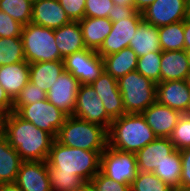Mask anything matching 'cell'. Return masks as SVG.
Masks as SVG:
<instances>
[{
    "instance_id": "obj_17",
    "label": "cell",
    "mask_w": 190,
    "mask_h": 191,
    "mask_svg": "<svg viewBox=\"0 0 190 191\" xmlns=\"http://www.w3.org/2000/svg\"><path fill=\"white\" fill-rule=\"evenodd\" d=\"M190 87L187 80L163 81L157 84L156 101L159 104L187 114Z\"/></svg>"
},
{
    "instance_id": "obj_19",
    "label": "cell",
    "mask_w": 190,
    "mask_h": 191,
    "mask_svg": "<svg viewBox=\"0 0 190 191\" xmlns=\"http://www.w3.org/2000/svg\"><path fill=\"white\" fill-rule=\"evenodd\" d=\"M68 15L58 0H34L31 23L57 29L70 23Z\"/></svg>"
},
{
    "instance_id": "obj_1",
    "label": "cell",
    "mask_w": 190,
    "mask_h": 191,
    "mask_svg": "<svg viewBox=\"0 0 190 191\" xmlns=\"http://www.w3.org/2000/svg\"><path fill=\"white\" fill-rule=\"evenodd\" d=\"M3 136L23 161H46L55 138L23 120L15 112L5 115Z\"/></svg>"
},
{
    "instance_id": "obj_23",
    "label": "cell",
    "mask_w": 190,
    "mask_h": 191,
    "mask_svg": "<svg viewBox=\"0 0 190 191\" xmlns=\"http://www.w3.org/2000/svg\"><path fill=\"white\" fill-rule=\"evenodd\" d=\"M79 23L86 48L98 51L112 30V22L108 18L84 17Z\"/></svg>"
},
{
    "instance_id": "obj_46",
    "label": "cell",
    "mask_w": 190,
    "mask_h": 191,
    "mask_svg": "<svg viewBox=\"0 0 190 191\" xmlns=\"http://www.w3.org/2000/svg\"><path fill=\"white\" fill-rule=\"evenodd\" d=\"M0 191H22L16 183L0 184Z\"/></svg>"
},
{
    "instance_id": "obj_8",
    "label": "cell",
    "mask_w": 190,
    "mask_h": 191,
    "mask_svg": "<svg viewBox=\"0 0 190 191\" xmlns=\"http://www.w3.org/2000/svg\"><path fill=\"white\" fill-rule=\"evenodd\" d=\"M100 171L118 183L131 185L138 173L135 153L108 146L101 154Z\"/></svg>"
},
{
    "instance_id": "obj_29",
    "label": "cell",
    "mask_w": 190,
    "mask_h": 191,
    "mask_svg": "<svg viewBox=\"0 0 190 191\" xmlns=\"http://www.w3.org/2000/svg\"><path fill=\"white\" fill-rule=\"evenodd\" d=\"M158 35L161 51L184 50V21L159 27Z\"/></svg>"
},
{
    "instance_id": "obj_52",
    "label": "cell",
    "mask_w": 190,
    "mask_h": 191,
    "mask_svg": "<svg viewBox=\"0 0 190 191\" xmlns=\"http://www.w3.org/2000/svg\"><path fill=\"white\" fill-rule=\"evenodd\" d=\"M187 115H190V98H189V104H188Z\"/></svg>"
},
{
    "instance_id": "obj_13",
    "label": "cell",
    "mask_w": 190,
    "mask_h": 191,
    "mask_svg": "<svg viewBox=\"0 0 190 191\" xmlns=\"http://www.w3.org/2000/svg\"><path fill=\"white\" fill-rule=\"evenodd\" d=\"M79 80L69 71L64 70L56 82L47 91V100L62 110L68 116L73 115L76 107L77 92L80 87Z\"/></svg>"
},
{
    "instance_id": "obj_30",
    "label": "cell",
    "mask_w": 190,
    "mask_h": 191,
    "mask_svg": "<svg viewBox=\"0 0 190 191\" xmlns=\"http://www.w3.org/2000/svg\"><path fill=\"white\" fill-rule=\"evenodd\" d=\"M34 0H0V10L22 25L32 21Z\"/></svg>"
},
{
    "instance_id": "obj_27",
    "label": "cell",
    "mask_w": 190,
    "mask_h": 191,
    "mask_svg": "<svg viewBox=\"0 0 190 191\" xmlns=\"http://www.w3.org/2000/svg\"><path fill=\"white\" fill-rule=\"evenodd\" d=\"M23 160L8 140L0 138V184L15 183Z\"/></svg>"
},
{
    "instance_id": "obj_18",
    "label": "cell",
    "mask_w": 190,
    "mask_h": 191,
    "mask_svg": "<svg viewBox=\"0 0 190 191\" xmlns=\"http://www.w3.org/2000/svg\"><path fill=\"white\" fill-rule=\"evenodd\" d=\"M175 150L167 137H157L135 153L139 172H153Z\"/></svg>"
},
{
    "instance_id": "obj_34",
    "label": "cell",
    "mask_w": 190,
    "mask_h": 191,
    "mask_svg": "<svg viewBox=\"0 0 190 191\" xmlns=\"http://www.w3.org/2000/svg\"><path fill=\"white\" fill-rule=\"evenodd\" d=\"M131 191H174L153 172H139L130 185Z\"/></svg>"
},
{
    "instance_id": "obj_47",
    "label": "cell",
    "mask_w": 190,
    "mask_h": 191,
    "mask_svg": "<svg viewBox=\"0 0 190 191\" xmlns=\"http://www.w3.org/2000/svg\"><path fill=\"white\" fill-rule=\"evenodd\" d=\"M112 1L116 5L134 7V1L133 0H112Z\"/></svg>"
},
{
    "instance_id": "obj_21",
    "label": "cell",
    "mask_w": 190,
    "mask_h": 191,
    "mask_svg": "<svg viewBox=\"0 0 190 191\" xmlns=\"http://www.w3.org/2000/svg\"><path fill=\"white\" fill-rule=\"evenodd\" d=\"M190 65L185 50L162 51L161 82L187 80Z\"/></svg>"
},
{
    "instance_id": "obj_42",
    "label": "cell",
    "mask_w": 190,
    "mask_h": 191,
    "mask_svg": "<svg viewBox=\"0 0 190 191\" xmlns=\"http://www.w3.org/2000/svg\"><path fill=\"white\" fill-rule=\"evenodd\" d=\"M137 11L134 7L116 5L114 4L112 7V11L109 12L108 19L111 22L120 21V19L131 18Z\"/></svg>"
},
{
    "instance_id": "obj_35",
    "label": "cell",
    "mask_w": 190,
    "mask_h": 191,
    "mask_svg": "<svg viewBox=\"0 0 190 191\" xmlns=\"http://www.w3.org/2000/svg\"><path fill=\"white\" fill-rule=\"evenodd\" d=\"M169 138L179 151L190 148V115L182 114Z\"/></svg>"
},
{
    "instance_id": "obj_50",
    "label": "cell",
    "mask_w": 190,
    "mask_h": 191,
    "mask_svg": "<svg viewBox=\"0 0 190 191\" xmlns=\"http://www.w3.org/2000/svg\"><path fill=\"white\" fill-rule=\"evenodd\" d=\"M185 51H186V53H187L188 62H189V65H190V49L185 50Z\"/></svg>"
},
{
    "instance_id": "obj_43",
    "label": "cell",
    "mask_w": 190,
    "mask_h": 191,
    "mask_svg": "<svg viewBox=\"0 0 190 191\" xmlns=\"http://www.w3.org/2000/svg\"><path fill=\"white\" fill-rule=\"evenodd\" d=\"M0 110L5 114L13 112V100L9 97L8 93L0 85Z\"/></svg>"
},
{
    "instance_id": "obj_5",
    "label": "cell",
    "mask_w": 190,
    "mask_h": 191,
    "mask_svg": "<svg viewBox=\"0 0 190 191\" xmlns=\"http://www.w3.org/2000/svg\"><path fill=\"white\" fill-rule=\"evenodd\" d=\"M117 81L126 113H142L156 102L157 84L137 70L127 73Z\"/></svg>"
},
{
    "instance_id": "obj_16",
    "label": "cell",
    "mask_w": 190,
    "mask_h": 191,
    "mask_svg": "<svg viewBox=\"0 0 190 191\" xmlns=\"http://www.w3.org/2000/svg\"><path fill=\"white\" fill-rule=\"evenodd\" d=\"M142 115L157 137L169 138L182 113L156 101Z\"/></svg>"
},
{
    "instance_id": "obj_10",
    "label": "cell",
    "mask_w": 190,
    "mask_h": 191,
    "mask_svg": "<svg viewBox=\"0 0 190 191\" xmlns=\"http://www.w3.org/2000/svg\"><path fill=\"white\" fill-rule=\"evenodd\" d=\"M74 117L110 129L112 119L107 115L103 101L90 84H81L77 92Z\"/></svg>"
},
{
    "instance_id": "obj_22",
    "label": "cell",
    "mask_w": 190,
    "mask_h": 191,
    "mask_svg": "<svg viewBox=\"0 0 190 191\" xmlns=\"http://www.w3.org/2000/svg\"><path fill=\"white\" fill-rule=\"evenodd\" d=\"M54 36L63 59L77 51L87 49L84 43L82 29L78 21H71L60 28L54 29Z\"/></svg>"
},
{
    "instance_id": "obj_51",
    "label": "cell",
    "mask_w": 190,
    "mask_h": 191,
    "mask_svg": "<svg viewBox=\"0 0 190 191\" xmlns=\"http://www.w3.org/2000/svg\"><path fill=\"white\" fill-rule=\"evenodd\" d=\"M188 2V17H190V0H187Z\"/></svg>"
},
{
    "instance_id": "obj_40",
    "label": "cell",
    "mask_w": 190,
    "mask_h": 191,
    "mask_svg": "<svg viewBox=\"0 0 190 191\" xmlns=\"http://www.w3.org/2000/svg\"><path fill=\"white\" fill-rule=\"evenodd\" d=\"M71 21H80L85 17L86 0H58Z\"/></svg>"
},
{
    "instance_id": "obj_32",
    "label": "cell",
    "mask_w": 190,
    "mask_h": 191,
    "mask_svg": "<svg viewBox=\"0 0 190 191\" xmlns=\"http://www.w3.org/2000/svg\"><path fill=\"white\" fill-rule=\"evenodd\" d=\"M51 191H78L86 182L76 174L58 173V169L48 166Z\"/></svg>"
},
{
    "instance_id": "obj_36",
    "label": "cell",
    "mask_w": 190,
    "mask_h": 191,
    "mask_svg": "<svg viewBox=\"0 0 190 191\" xmlns=\"http://www.w3.org/2000/svg\"><path fill=\"white\" fill-rule=\"evenodd\" d=\"M47 99V93L42 91L41 88L32 84L27 83L24 88L20 91L19 95L13 101V112H17L22 106L37 103L40 100Z\"/></svg>"
},
{
    "instance_id": "obj_24",
    "label": "cell",
    "mask_w": 190,
    "mask_h": 191,
    "mask_svg": "<svg viewBox=\"0 0 190 191\" xmlns=\"http://www.w3.org/2000/svg\"><path fill=\"white\" fill-rule=\"evenodd\" d=\"M65 70L63 61L36 62L29 64L30 82L46 92Z\"/></svg>"
},
{
    "instance_id": "obj_38",
    "label": "cell",
    "mask_w": 190,
    "mask_h": 191,
    "mask_svg": "<svg viewBox=\"0 0 190 191\" xmlns=\"http://www.w3.org/2000/svg\"><path fill=\"white\" fill-rule=\"evenodd\" d=\"M96 191H131L130 185L118 183L99 171L90 181Z\"/></svg>"
},
{
    "instance_id": "obj_26",
    "label": "cell",
    "mask_w": 190,
    "mask_h": 191,
    "mask_svg": "<svg viewBox=\"0 0 190 191\" xmlns=\"http://www.w3.org/2000/svg\"><path fill=\"white\" fill-rule=\"evenodd\" d=\"M102 59L105 72L117 80L129 72L135 71L138 63V56L130 47L123 48L120 52Z\"/></svg>"
},
{
    "instance_id": "obj_9",
    "label": "cell",
    "mask_w": 190,
    "mask_h": 191,
    "mask_svg": "<svg viewBox=\"0 0 190 191\" xmlns=\"http://www.w3.org/2000/svg\"><path fill=\"white\" fill-rule=\"evenodd\" d=\"M66 71H69L80 84H92L104 73L103 59L97 51L83 49L63 59Z\"/></svg>"
},
{
    "instance_id": "obj_7",
    "label": "cell",
    "mask_w": 190,
    "mask_h": 191,
    "mask_svg": "<svg viewBox=\"0 0 190 191\" xmlns=\"http://www.w3.org/2000/svg\"><path fill=\"white\" fill-rule=\"evenodd\" d=\"M16 114L23 120L48 132L54 138L57 137L59 129L68 116L47 99L22 106Z\"/></svg>"
},
{
    "instance_id": "obj_44",
    "label": "cell",
    "mask_w": 190,
    "mask_h": 191,
    "mask_svg": "<svg viewBox=\"0 0 190 191\" xmlns=\"http://www.w3.org/2000/svg\"><path fill=\"white\" fill-rule=\"evenodd\" d=\"M184 34H185L184 50H188L190 49V17H187L184 20Z\"/></svg>"
},
{
    "instance_id": "obj_15",
    "label": "cell",
    "mask_w": 190,
    "mask_h": 191,
    "mask_svg": "<svg viewBox=\"0 0 190 191\" xmlns=\"http://www.w3.org/2000/svg\"><path fill=\"white\" fill-rule=\"evenodd\" d=\"M15 183L22 191H51L46 161H23Z\"/></svg>"
},
{
    "instance_id": "obj_53",
    "label": "cell",
    "mask_w": 190,
    "mask_h": 191,
    "mask_svg": "<svg viewBox=\"0 0 190 191\" xmlns=\"http://www.w3.org/2000/svg\"><path fill=\"white\" fill-rule=\"evenodd\" d=\"M187 82H188V86L190 87V73L188 74Z\"/></svg>"
},
{
    "instance_id": "obj_41",
    "label": "cell",
    "mask_w": 190,
    "mask_h": 191,
    "mask_svg": "<svg viewBox=\"0 0 190 191\" xmlns=\"http://www.w3.org/2000/svg\"><path fill=\"white\" fill-rule=\"evenodd\" d=\"M180 154L182 161L180 190L190 191V148L180 150Z\"/></svg>"
},
{
    "instance_id": "obj_39",
    "label": "cell",
    "mask_w": 190,
    "mask_h": 191,
    "mask_svg": "<svg viewBox=\"0 0 190 191\" xmlns=\"http://www.w3.org/2000/svg\"><path fill=\"white\" fill-rule=\"evenodd\" d=\"M23 26L0 10V38L21 37Z\"/></svg>"
},
{
    "instance_id": "obj_45",
    "label": "cell",
    "mask_w": 190,
    "mask_h": 191,
    "mask_svg": "<svg viewBox=\"0 0 190 191\" xmlns=\"http://www.w3.org/2000/svg\"><path fill=\"white\" fill-rule=\"evenodd\" d=\"M134 8L137 12L144 11L150 4L155 2L156 0H133Z\"/></svg>"
},
{
    "instance_id": "obj_20",
    "label": "cell",
    "mask_w": 190,
    "mask_h": 191,
    "mask_svg": "<svg viewBox=\"0 0 190 191\" xmlns=\"http://www.w3.org/2000/svg\"><path fill=\"white\" fill-rule=\"evenodd\" d=\"M29 82V63L27 61L0 66V85L13 101Z\"/></svg>"
},
{
    "instance_id": "obj_31",
    "label": "cell",
    "mask_w": 190,
    "mask_h": 191,
    "mask_svg": "<svg viewBox=\"0 0 190 191\" xmlns=\"http://www.w3.org/2000/svg\"><path fill=\"white\" fill-rule=\"evenodd\" d=\"M26 61L21 37L0 38V66Z\"/></svg>"
},
{
    "instance_id": "obj_25",
    "label": "cell",
    "mask_w": 190,
    "mask_h": 191,
    "mask_svg": "<svg viewBox=\"0 0 190 191\" xmlns=\"http://www.w3.org/2000/svg\"><path fill=\"white\" fill-rule=\"evenodd\" d=\"M159 27L142 21L136 34L131 39L129 47L137 54L138 58L147 55L150 52H159L161 50Z\"/></svg>"
},
{
    "instance_id": "obj_49",
    "label": "cell",
    "mask_w": 190,
    "mask_h": 191,
    "mask_svg": "<svg viewBox=\"0 0 190 191\" xmlns=\"http://www.w3.org/2000/svg\"><path fill=\"white\" fill-rule=\"evenodd\" d=\"M78 191H96L91 183H85Z\"/></svg>"
},
{
    "instance_id": "obj_6",
    "label": "cell",
    "mask_w": 190,
    "mask_h": 191,
    "mask_svg": "<svg viewBox=\"0 0 190 191\" xmlns=\"http://www.w3.org/2000/svg\"><path fill=\"white\" fill-rule=\"evenodd\" d=\"M24 57L31 63L63 61L55 42L54 29L29 23L21 34Z\"/></svg>"
},
{
    "instance_id": "obj_48",
    "label": "cell",
    "mask_w": 190,
    "mask_h": 191,
    "mask_svg": "<svg viewBox=\"0 0 190 191\" xmlns=\"http://www.w3.org/2000/svg\"><path fill=\"white\" fill-rule=\"evenodd\" d=\"M5 113L0 110V138L3 136L4 132V119H5Z\"/></svg>"
},
{
    "instance_id": "obj_4",
    "label": "cell",
    "mask_w": 190,
    "mask_h": 191,
    "mask_svg": "<svg viewBox=\"0 0 190 191\" xmlns=\"http://www.w3.org/2000/svg\"><path fill=\"white\" fill-rule=\"evenodd\" d=\"M59 143L84 150H105L108 147V131L97 124L67 116L55 138Z\"/></svg>"
},
{
    "instance_id": "obj_11",
    "label": "cell",
    "mask_w": 190,
    "mask_h": 191,
    "mask_svg": "<svg viewBox=\"0 0 190 191\" xmlns=\"http://www.w3.org/2000/svg\"><path fill=\"white\" fill-rule=\"evenodd\" d=\"M143 21L162 27L188 17L187 0H156L141 12Z\"/></svg>"
},
{
    "instance_id": "obj_2",
    "label": "cell",
    "mask_w": 190,
    "mask_h": 191,
    "mask_svg": "<svg viewBox=\"0 0 190 191\" xmlns=\"http://www.w3.org/2000/svg\"><path fill=\"white\" fill-rule=\"evenodd\" d=\"M104 150H84L59 143L56 139L47 157V166L58 169V173L76 174L86 183L100 171L101 154Z\"/></svg>"
},
{
    "instance_id": "obj_28",
    "label": "cell",
    "mask_w": 190,
    "mask_h": 191,
    "mask_svg": "<svg viewBox=\"0 0 190 191\" xmlns=\"http://www.w3.org/2000/svg\"><path fill=\"white\" fill-rule=\"evenodd\" d=\"M153 173L174 190H180L182 161L180 151L175 149L166 159L156 167Z\"/></svg>"
},
{
    "instance_id": "obj_14",
    "label": "cell",
    "mask_w": 190,
    "mask_h": 191,
    "mask_svg": "<svg viewBox=\"0 0 190 191\" xmlns=\"http://www.w3.org/2000/svg\"><path fill=\"white\" fill-rule=\"evenodd\" d=\"M91 86L103 101L106 113L112 120L126 114L117 79L104 71Z\"/></svg>"
},
{
    "instance_id": "obj_12",
    "label": "cell",
    "mask_w": 190,
    "mask_h": 191,
    "mask_svg": "<svg viewBox=\"0 0 190 191\" xmlns=\"http://www.w3.org/2000/svg\"><path fill=\"white\" fill-rule=\"evenodd\" d=\"M142 21L141 12H136L131 18H122L120 21L112 22V30L97 51L98 55L103 58L129 47Z\"/></svg>"
},
{
    "instance_id": "obj_33",
    "label": "cell",
    "mask_w": 190,
    "mask_h": 191,
    "mask_svg": "<svg viewBox=\"0 0 190 191\" xmlns=\"http://www.w3.org/2000/svg\"><path fill=\"white\" fill-rule=\"evenodd\" d=\"M161 56L162 51L150 52L138 58L136 70L155 84L161 82Z\"/></svg>"
},
{
    "instance_id": "obj_3",
    "label": "cell",
    "mask_w": 190,
    "mask_h": 191,
    "mask_svg": "<svg viewBox=\"0 0 190 191\" xmlns=\"http://www.w3.org/2000/svg\"><path fill=\"white\" fill-rule=\"evenodd\" d=\"M157 138L142 113H126L114 119L108 130V146L136 153Z\"/></svg>"
},
{
    "instance_id": "obj_37",
    "label": "cell",
    "mask_w": 190,
    "mask_h": 191,
    "mask_svg": "<svg viewBox=\"0 0 190 191\" xmlns=\"http://www.w3.org/2000/svg\"><path fill=\"white\" fill-rule=\"evenodd\" d=\"M113 5L112 0H86L85 17L108 18Z\"/></svg>"
}]
</instances>
